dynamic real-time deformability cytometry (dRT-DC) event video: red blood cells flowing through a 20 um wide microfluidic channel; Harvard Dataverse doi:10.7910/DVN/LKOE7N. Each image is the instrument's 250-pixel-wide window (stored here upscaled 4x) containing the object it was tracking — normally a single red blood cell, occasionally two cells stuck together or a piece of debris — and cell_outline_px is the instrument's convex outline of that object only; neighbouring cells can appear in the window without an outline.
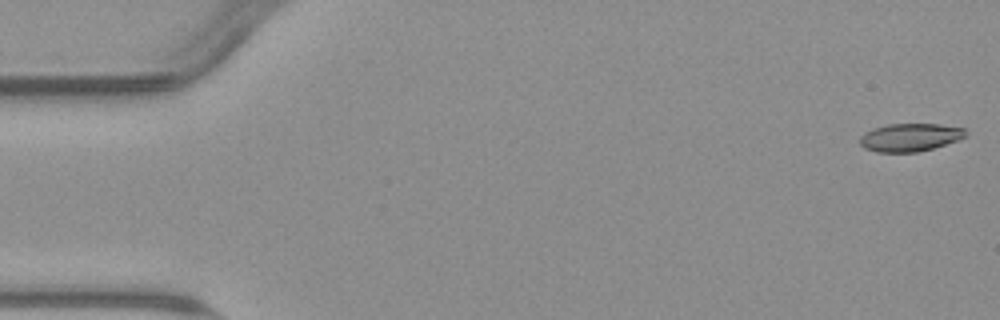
{"species": "common noctule bat (a hibernating species)", "species_latin": "Nyctalus noctula", "temperature_condition": "warm", "stored_images_in_passage": 54, "camera_frame_rate_fps": 3000, "um_per_image_px": 0.085, "animal": {"sex": "male", "body_mass_g": 23.1, "forearm_length_mm": 52.7}, "frame": {"image": 1, "passage_image": 1, "time_ms": 0.0, "image_size_px": [1000, 320], "cell_outline_px": [[968, 136], [932, 148], [916, 152], [876, 152], [864, 148], [860, 144], [860, 136], [864, 132], [872, 128], [888, 124], [940, 124], [964, 128], [968, 132]], "centroid_in_image_um": [77.33, 11.66], "position_along_channel_um": 7.7, "area_um2": 17.28}}
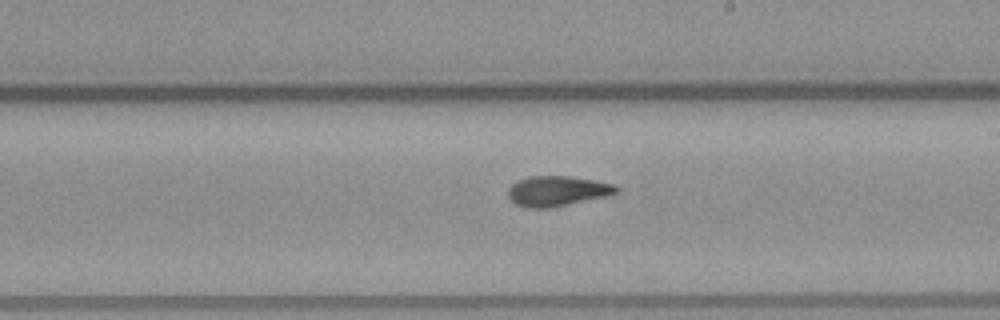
{"frame": {"image": 2, "passage_image": 31, "time_ms": 10.0, "image_size_px": [1000, 320], "cell_outline_px": [[620, 192], [608, 196], [552, 208], [528, 208], [516, 204], [508, 196], [508, 188], [516, 180], [528, 176], [568, 176], [616, 184], [620, 188]], "centroid_in_image_um": [47.39, 16.24], "position_along_channel_um": 241.6, "area_um2": 19.31}}
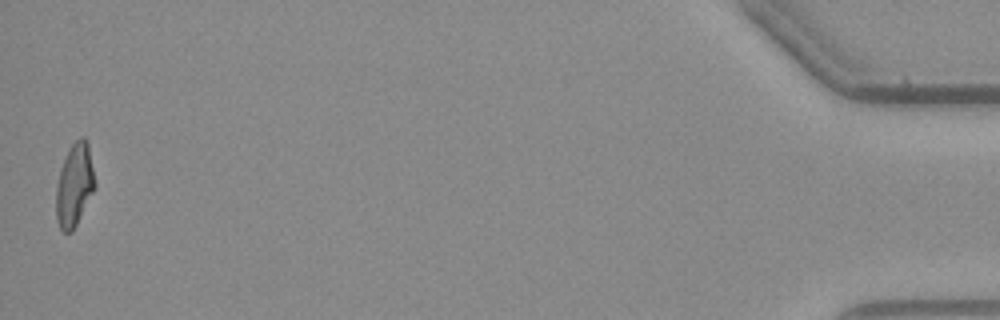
{"frame": {"image": 3, "passage_image": 54, "time_ms": 17.667, "image_size_px": [1000, 320], "cell_outline_px": [[96, 188], [72, 232], [64, 232], [60, 228], [56, 220], [56, 184], [60, 168], [72, 144], [80, 136], [84, 136], [88, 144], [96, 184]], "centroid_in_image_um": [6.33, 15.74], "position_along_channel_um": 428.9, "area_um2": 18.79}, "authors_computed_cell_mechanics": {"area_um2": 18.785, "velocity_mm_per_s": 3.7938, "shape_relaxation_time_tau1_ms": null, "shape_relaxation_time_tau2_ms": 2.0919, "deformation_change_tau1": null, "deformation_change_tau2": 0.0978}}